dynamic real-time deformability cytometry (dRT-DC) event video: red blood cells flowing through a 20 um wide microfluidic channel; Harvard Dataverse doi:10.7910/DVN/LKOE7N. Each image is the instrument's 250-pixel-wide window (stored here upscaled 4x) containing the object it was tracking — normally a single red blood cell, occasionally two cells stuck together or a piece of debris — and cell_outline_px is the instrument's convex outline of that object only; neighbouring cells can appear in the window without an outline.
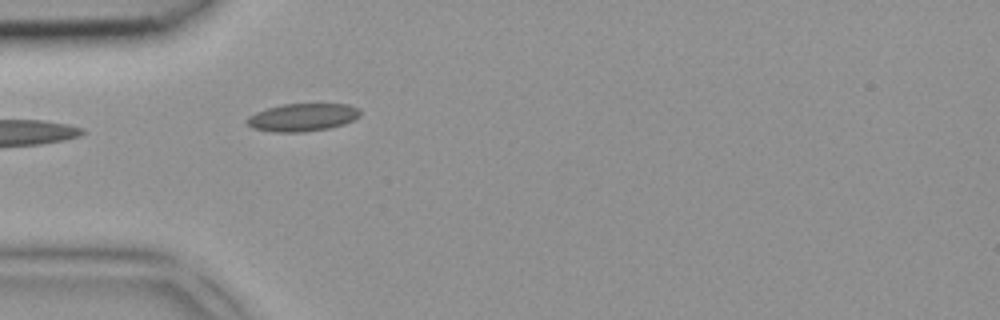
{"species": "common noctule bat (a hibernating species)", "species_latin": "Nyctalus noctula", "temperature_condition": "room temperature", "stored_images_in_passage": 2, "camera_frame_rate_fps": 3000, "um_per_image_px": 0.085, "animal": {"sex": "female", "body_mass_g": 18.4}, "frame": {"image": 1, "passage_image": 2, "time_ms": 0.333, "image_size_px": [1000, 320], "cell_outline_px": [[360, 116], [344, 124], [328, 128], [304, 132], [272, 132], [252, 128], [244, 120], [248, 116], [256, 112], [268, 108], [284, 104], [348, 104], [360, 108]], "centroid_in_image_um": [25.7, 9.97], "position_along_channel_um": 59.3, "area_um2": 18.38}}